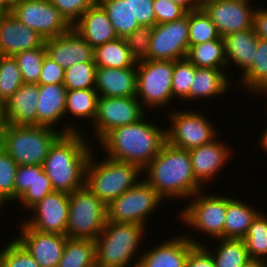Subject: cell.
Listing matches in <instances>:
<instances>
[{
	"label": "cell",
	"instance_id": "cell-20",
	"mask_svg": "<svg viewBox=\"0 0 267 267\" xmlns=\"http://www.w3.org/2000/svg\"><path fill=\"white\" fill-rule=\"evenodd\" d=\"M219 138L212 142L189 150L192 170L196 180L203 186L217 180L216 175L221 173L232 156V147ZM206 183V185H204Z\"/></svg>",
	"mask_w": 267,
	"mask_h": 267
},
{
	"label": "cell",
	"instance_id": "cell-49",
	"mask_svg": "<svg viewBox=\"0 0 267 267\" xmlns=\"http://www.w3.org/2000/svg\"><path fill=\"white\" fill-rule=\"evenodd\" d=\"M63 80L64 69L46 54L42 64L38 85L63 84Z\"/></svg>",
	"mask_w": 267,
	"mask_h": 267
},
{
	"label": "cell",
	"instance_id": "cell-13",
	"mask_svg": "<svg viewBox=\"0 0 267 267\" xmlns=\"http://www.w3.org/2000/svg\"><path fill=\"white\" fill-rule=\"evenodd\" d=\"M136 97H99L92 133L99 142L112 129L139 121L146 115ZM95 132V133H94Z\"/></svg>",
	"mask_w": 267,
	"mask_h": 267
},
{
	"label": "cell",
	"instance_id": "cell-44",
	"mask_svg": "<svg viewBox=\"0 0 267 267\" xmlns=\"http://www.w3.org/2000/svg\"><path fill=\"white\" fill-rule=\"evenodd\" d=\"M154 26L140 25L131 34L125 36L124 42L136 62L149 60L151 36Z\"/></svg>",
	"mask_w": 267,
	"mask_h": 267
},
{
	"label": "cell",
	"instance_id": "cell-58",
	"mask_svg": "<svg viewBox=\"0 0 267 267\" xmlns=\"http://www.w3.org/2000/svg\"><path fill=\"white\" fill-rule=\"evenodd\" d=\"M264 94H265V95H264ZM261 95H262V99H263L264 96L267 95V88L264 89V90H262V91L259 93V96H261ZM265 108H267V106H265ZM266 110H267V109H266Z\"/></svg>",
	"mask_w": 267,
	"mask_h": 267
},
{
	"label": "cell",
	"instance_id": "cell-3",
	"mask_svg": "<svg viewBox=\"0 0 267 267\" xmlns=\"http://www.w3.org/2000/svg\"><path fill=\"white\" fill-rule=\"evenodd\" d=\"M83 132L62 134L51 146L43 163L53 190L68 194L84 186L85 168L93 145Z\"/></svg>",
	"mask_w": 267,
	"mask_h": 267
},
{
	"label": "cell",
	"instance_id": "cell-15",
	"mask_svg": "<svg viewBox=\"0 0 267 267\" xmlns=\"http://www.w3.org/2000/svg\"><path fill=\"white\" fill-rule=\"evenodd\" d=\"M188 12L181 19L154 26L149 60L176 61L186 58L189 49Z\"/></svg>",
	"mask_w": 267,
	"mask_h": 267
},
{
	"label": "cell",
	"instance_id": "cell-37",
	"mask_svg": "<svg viewBox=\"0 0 267 267\" xmlns=\"http://www.w3.org/2000/svg\"><path fill=\"white\" fill-rule=\"evenodd\" d=\"M188 25L189 46L221 37L215 24L202 8L188 12Z\"/></svg>",
	"mask_w": 267,
	"mask_h": 267
},
{
	"label": "cell",
	"instance_id": "cell-57",
	"mask_svg": "<svg viewBox=\"0 0 267 267\" xmlns=\"http://www.w3.org/2000/svg\"><path fill=\"white\" fill-rule=\"evenodd\" d=\"M242 267H265V264L262 261L251 259Z\"/></svg>",
	"mask_w": 267,
	"mask_h": 267
},
{
	"label": "cell",
	"instance_id": "cell-48",
	"mask_svg": "<svg viewBox=\"0 0 267 267\" xmlns=\"http://www.w3.org/2000/svg\"><path fill=\"white\" fill-rule=\"evenodd\" d=\"M154 0H130L131 14L139 25H156Z\"/></svg>",
	"mask_w": 267,
	"mask_h": 267
},
{
	"label": "cell",
	"instance_id": "cell-45",
	"mask_svg": "<svg viewBox=\"0 0 267 267\" xmlns=\"http://www.w3.org/2000/svg\"><path fill=\"white\" fill-rule=\"evenodd\" d=\"M0 262L4 267H40L15 238L9 240L4 246H1Z\"/></svg>",
	"mask_w": 267,
	"mask_h": 267
},
{
	"label": "cell",
	"instance_id": "cell-27",
	"mask_svg": "<svg viewBox=\"0 0 267 267\" xmlns=\"http://www.w3.org/2000/svg\"><path fill=\"white\" fill-rule=\"evenodd\" d=\"M232 79L228 73L220 69L201 68L195 66L194 80L189 90V102L196 99L218 98L230 91ZM203 99V100H202Z\"/></svg>",
	"mask_w": 267,
	"mask_h": 267
},
{
	"label": "cell",
	"instance_id": "cell-42",
	"mask_svg": "<svg viewBox=\"0 0 267 267\" xmlns=\"http://www.w3.org/2000/svg\"><path fill=\"white\" fill-rule=\"evenodd\" d=\"M195 66L183 58L174 61L172 78V100L177 97L180 101H189V90L194 80Z\"/></svg>",
	"mask_w": 267,
	"mask_h": 267
},
{
	"label": "cell",
	"instance_id": "cell-19",
	"mask_svg": "<svg viewBox=\"0 0 267 267\" xmlns=\"http://www.w3.org/2000/svg\"><path fill=\"white\" fill-rule=\"evenodd\" d=\"M67 89L63 84L39 85V100L37 104V125L47 126L61 131L63 134L83 132L73 121L63 126L57 124L65 119V102ZM74 123V124H73ZM72 124V125H71ZM76 125V127L74 126ZM57 127H62L57 128ZM78 127V128H77Z\"/></svg>",
	"mask_w": 267,
	"mask_h": 267
},
{
	"label": "cell",
	"instance_id": "cell-11",
	"mask_svg": "<svg viewBox=\"0 0 267 267\" xmlns=\"http://www.w3.org/2000/svg\"><path fill=\"white\" fill-rule=\"evenodd\" d=\"M164 201L142 178L131 189L112 200L107 206V221L133 223L147 227L148 219Z\"/></svg>",
	"mask_w": 267,
	"mask_h": 267
},
{
	"label": "cell",
	"instance_id": "cell-28",
	"mask_svg": "<svg viewBox=\"0 0 267 267\" xmlns=\"http://www.w3.org/2000/svg\"><path fill=\"white\" fill-rule=\"evenodd\" d=\"M261 211L238 197L228 195L223 238L243 240L248 228Z\"/></svg>",
	"mask_w": 267,
	"mask_h": 267
},
{
	"label": "cell",
	"instance_id": "cell-7",
	"mask_svg": "<svg viewBox=\"0 0 267 267\" xmlns=\"http://www.w3.org/2000/svg\"><path fill=\"white\" fill-rule=\"evenodd\" d=\"M204 191V192H203ZM201 190L195 193L186 202L178 214L179 221L193 229L194 232L203 233L213 242L223 238L225 215L227 212V195L212 194ZM206 193V194H205ZM217 194V195H216ZM191 200V201H190Z\"/></svg>",
	"mask_w": 267,
	"mask_h": 267
},
{
	"label": "cell",
	"instance_id": "cell-38",
	"mask_svg": "<svg viewBox=\"0 0 267 267\" xmlns=\"http://www.w3.org/2000/svg\"><path fill=\"white\" fill-rule=\"evenodd\" d=\"M47 54L45 44L40 48L15 54L24 84H38L44 57Z\"/></svg>",
	"mask_w": 267,
	"mask_h": 267
},
{
	"label": "cell",
	"instance_id": "cell-26",
	"mask_svg": "<svg viewBox=\"0 0 267 267\" xmlns=\"http://www.w3.org/2000/svg\"><path fill=\"white\" fill-rule=\"evenodd\" d=\"M223 40L227 70L233 63L243 74L254 62L258 43L254 29L231 33L223 37Z\"/></svg>",
	"mask_w": 267,
	"mask_h": 267
},
{
	"label": "cell",
	"instance_id": "cell-46",
	"mask_svg": "<svg viewBox=\"0 0 267 267\" xmlns=\"http://www.w3.org/2000/svg\"><path fill=\"white\" fill-rule=\"evenodd\" d=\"M73 25L81 15L91 6L97 3L98 0H49Z\"/></svg>",
	"mask_w": 267,
	"mask_h": 267
},
{
	"label": "cell",
	"instance_id": "cell-17",
	"mask_svg": "<svg viewBox=\"0 0 267 267\" xmlns=\"http://www.w3.org/2000/svg\"><path fill=\"white\" fill-rule=\"evenodd\" d=\"M21 226L14 238L27 250L40 267H58L67 236L57 233H42L27 226L21 219Z\"/></svg>",
	"mask_w": 267,
	"mask_h": 267
},
{
	"label": "cell",
	"instance_id": "cell-25",
	"mask_svg": "<svg viewBox=\"0 0 267 267\" xmlns=\"http://www.w3.org/2000/svg\"><path fill=\"white\" fill-rule=\"evenodd\" d=\"M38 84H22L6 102V115L10 125H37Z\"/></svg>",
	"mask_w": 267,
	"mask_h": 267
},
{
	"label": "cell",
	"instance_id": "cell-43",
	"mask_svg": "<svg viewBox=\"0 0 267 267\" xmlns=\"http://www.w3.org/2000/svg\"><path fill=\"white\" fill-rule=\"evenodd\" d=\"M18 164L0 146V202L14 203V186Z\"/></svg>",
	"mask_w": 267,
	"mask_h": 267
},
{
	"label": "cell",
	"instance_id": "cell-31",
	"mask_svg": "<svg viewBox=\"0 0 267 267\" xmlns=\"http://www.w3.org/2000/svg\"><path fill=\"white\" fill-rule=\"evenodd\" d=\"M238 85L249 92L258 95L267 88V40L258 38L253 64L240 75Z\"/></svg>",
	"mask_w": 267,
	"mask_h": 267
},
{
	"label": "cell",
	"instance_id": "cell-51",
	"mask_svg": "<svg viewBox=\"0 0 267 267\" xmlns=\"http://www.w3.org/2000/svg\"><path fill=\"white\" fill-rule=\"evenodd\" d=\"M34 180V165L18 166L15 186H14V204L17 199L33 184Z\"/></svg>",
	"mask_w": 267,
	"mask_h": 267
},
{
	"label": "cell",
	"instance_id": "cell-9",
	"mask_svg": "<svg viewBox=\"0 0 267 267\" xmlns=\"http://www.w3.org/2000/svg\"><path fill=\"white\" fill-rule=\"evenodd\" d=\"M174 61L137 62L136 98L144 109L159 110L171 106Z\"/></svg>",
	"mask_w": 267,
	"mask_h": 267
},
{
	"label": "cell",
	"instance_id": "cell-1",
	"mask_svg": "<svg viewBox=\"0 0 267 267\" xmlns=\"http://www.w3.org/2000/svg\"><path fill=\"white\" fill-rule=\"evenodd\" d=\"M148 116L139 121L109 131L99 142L106 157L137 165L143 170L166 143V129L148 122Z\"/></svg>",
	"mask_w": 267,
	"mask_h": 267
},
{
	"label": "cell",
	"instance_id": "cell-52",
	"mask_svg": "<svg viewBox=\"0 0 267 267\" xmlns=\"http://www.w3.org/2000/svg\"><path fill=\"white\" fill-rule=\"evenodd\" d=\"M253 29L258 38L267 40V7L256 8Z\"/></svg>",
	"mask_w": 267,
	"mask_h": 267
},
{
	"label": "cell",
	"instance_id": "cell-16",
	"mask_svg": "<svg viewBox=\"0 0 267 267\" xmlns=\"http://www.w3.org/2000/svg\"><path fill=\"white\" fill-rule=\"evenodd\" d=\"M22 221L30 228L42 233L66 234L69 214V194L53 191L38 201ZM29 218V219H28Z\"/></svg>",
	"mask_w": 267,
	"mask_h": 267
},
{
	"label": "cell",
	"instance_id": "cell-22",
	"mask_svg": "<svg viewBox=\"0 0 267 267\" xmlns=\"http://www.w3.org/2000/svg\"><path fill=\"white\" fill-rule=\"evenodd\" d=\"M44 44V38L21 23L11 12L3 15L0 21V55L14 56L26 50L40 48Z\"/></svg>",
	"mask_w": 267,
	"mask_h": 267
},
{
	"label": "cell",
	"instance_id": "cell-4",
	"mask_svg": "<svg viewBox=\"0 0 267 267\" xmlns=\"http://www.w3.org/2000/svg\"><path fill=\"white\" fill-rule=\"evenodd\" d=\"M145 228L148 227L106 221L103 230L95 240L96 267H138L142 254L139 250L143 240L146 239L144 238L147 230Z\"/></svg>",
	"mask_w": 267,
	"mask_h": 267
},
{
	"label": "cell",
	"instance_id": "cell-55",
	"mask_svg": "<svg viewBox=\"0 0 267 267\" xmlns=\"http://www.w3.org/2000/svg\"><path fill=\"white\" fill-rule=\"evenodd\" d=\"M264 132H261V135H260V139L258 140L259 142V146L261 147L262 153H267V126L266 128L264 127V130H262Z\"/></svg>",
	"mask_w": 267,
	"mask_h": 267
},
{
	"label": "cell",
	"instance_id": "cell-60",
	"mask_svg": "<svg viewBox=\"0 0 267 267\" xmlns=\"http://www.w3.org/2000/svg\"><path fill=\"white\" fill-rule=\"evenodd\" d=\"M5 207L1 202H0V211L2 210L1 208Z\"/></svg>",
	"mask_w": 267,
	"mask_h": 267
},
{
	"label": "cell",
	"instance_id": "cell-21",
	"mask_svg": "<svg viewBox=\"0 0 267 267\" xmlns=\"http://www.w3.org/2000/svg\"><path fill=\"white\" fill-rule=\"evenodd\" d=\"M45 47L47 55L63 69L76 63L94 62V49L73 28L45 40Z\"/></svg>",
	"mask_w": 267,
	"mask_h": 267
},
{
	"label": "cell",
	"instance_id": "cell-5",
	"mask_svg": "<svg viewBox=\"0 0 267 267\" xmlns=\"http://www.w3.org/2000/svg\"><path fill=\"white\" fill-rule=\"evenodd\" d=\"M94 150L86 164L84 185L107 206L131 189L143 174L137 165L131 163L115 161L104 155L99 160Z\"/></svg>",
	"mask_w": 267,
	"mask_h": 267
},
{
	"label": "cell",
	"instance_id": "cell-36",
	"mask_svg": "<svg viewBox=\"0 0 267 267\" xmlns=\"http://www.w3.org/2000/svg\"><path fill=\"white\" fill-rule=\"evenodd\" d=\"M250 259L267 264V214L256 216L243 238Z\"/></svg>",
	"mask_w": 267,
	"mask_h": 267
},
{
	"label": "cell",
	"instance_id": "cell-8",
	"mask_svg": "<svg viewBox=\"0 0 267 267\" xmlns=\"http://www.w3.org/2000/svg\"><path fill=\"white\" fill-rule=\"evenodd\" d=\"M106 221V205L85 185L69 194L68 238L96 240Z\"/></svg>",
	"mask_w": 267,
	"mask_h": 267
},
{
	"label": "cell",
	"instance_id": "cell-34",
	"mask_svg": "<svg viewBox=\"0 0 267 267\" xmlns=\"http://www.w3.org/2000/svg\"><path fill=\"white\" fill-rule=\"evenodd\" d=\"M58 267H96L95 240L67 238Z\"/></svg>",
	"mask_w": 267,
	"mask_h": 267
},
{
	"label": "cell",
	"instance_id": "cell-50",
	"mask_svg": "<svg viewBox=\"0 0 267 267\" xmlns=\"http://www.w3.org/2000/svg\"><path fill=\"white\" fill-rule=\"evenodd\" d=\"M203 245H194L186 259V267H215L211 252Z\"/></svg>",
	"mask_w": 267,
	"mask_h": 267
},
{
	"label": "cell",
	"instance_id": "cell-41",
	"mask_svg": "<svg viewBox=\"0 0 267 267\" xmlns=\"http://www.w3.org/2000/svg\"><path fill=\"white\" fill-rule=\"evenodd\" d=\"M24 84L13 56L0 55V99L5 103Z\"/></svg>",
	"mask_w": 267,
	"mask_h": 267
},
{
	"label": "cell",
	"instance_id": "cell-59",
	"mask_svg": "<svg viewBox=\"0 0 267 267\" xmlns=\"http://www.w3.org/2000/svg\"><path fill=\"white\" fill-rule=\"evenodd\" d=\"M5 13H6V12H4L3 10L0 9V21H1L3 15H4Z\"/></svg>",
	"mask_w": 267,
	"mask_h": 267
},
{
	"label": "cell",
	"instance_id": "cell-23",
	"mask_svg": "<svg viewBox=\"0 0 267 267\" xmlns=\"http://www.w3.org/2000/svg\"><path fill=\"white\" fill-rule=\"evenodd\" d=\"M72 28L93 49L118 38L106 11L98 2L87 9Z\"/></svg>",
	"mask_w": 267,
	"mask_h": 267
},
{
	"label": "cell",
	"instance_id": "cell-18",
	"mask_svg": "<svg viewBox=\"0 0 267 267\" xmlns=\"http://www.w3.org/2000/svg\"><path fill=\"white\" fill-rule=\"evenodd\" d=\"M177 235L144 249L138 267H186L189 250L194 245H203L204 241L186 232Z\"/></svg>",
	"mask_w": 267,
	"mask_h": 267
},
{
	"label": "cell",
	"instance_id": "cell-14",
	"mask_svg": "<svg viewBox=\"0 0 267 267\" xmlns=\"http://www.w3.org/2000/svg\"><path fill=\"white\" fill-rule=\"evenodd\" d=\"M251 0H205L201 8L223 38L231 33L253 28L256 6Z\"/></svg>",
	"mask_w": 267,
	"mask_h": 267
},
{
	"label": "cell",
	"instance_id": "cell-30",
	"mask_svg": "<svg viewBox=\"0 0 267 267\" xmlns=\"http://www.w3.org/2000/svg\"><path fill=\"white\" fill-rule=\"evenodd\" d=\"M186 58L196 67L227 70L222 37L189 46Z\"/></svg>",
	"mask_w": 267,
	"mask_h": 267
},
{
	"label": "cell",
	"instance_id": "cell-29",
	"mask_svg": "<svg viewBox=\"0 0 267 267\" xmlns=\"http://www.w3.org/2000/svg\"><path fill=\"white\" fill-rule=\"evenodd\" d=\"M96 67L115 69L136 68L137 62L127 49L123 38H116L94 48Z\"/></svg>",
	"mask_w": 267,
	"mask_h": 267
},
{
	"label": "cell",
	"instance_id": "cell-39",
	"mask_svg": "<svg viewBox=\"0 0 267 267\" xmlns=\"http://www.w3.org/2000/svg\"><path fill=\"white\" fill-rule=\"evenodd\" d=\"M53 186L42 165H34L33 184L17 199L15 205L21 206L22 210H28L49 193L53 192Z\"/></svg>",
	"mask_w": 267,
	"mask_h": 267
},
{
	"label": "cell",
	"instance_id": "cell-24",
	"mask_svg": "<svg viewBox=\"0 0 267 267\" xmlns=\"http://www.w3.org/2000/svg\"><path fill=\"white\" fill-rule=\"evenodd\" d=\"M95 90L99 97H136V68L97 67Z\"/></svg>",
	"mask_w": 267,
	"mask_h": 267
},
{
	"label": "cell",
	"instance_id": "cell-40",
	"mask_svg": "<svg viewBox=\"0 0 267 267\" xmlns=\"http://www.w3.org/2000/svg\"><path fill=\"white\" fill-rule=\"evenodd\" d=\"M96 64L76 63L64 69L63 85L68 90L95 89Z\"/></svg>",
	"mask_w": 267,
	"mask_h": 267
},
{
	"label": "cell",
	"instance_id": "cell-10",
	"mask_svg": "<svg viewBox=\"0 0 267 267\" xmlns=\"http://www.w3.org/2000/svg\"><path fill=\"white\" fill-rule=\"evenodd\" d=\"M171 111L168 116L170 126L167 125L165 128L168 144L191 150L208 144L220 136L214 122L201 111L177 108Z\"/></svg>",
	"mask_w": 267,
	"mask_h": 267
},
{
	"label": "cell",
	"instance_id": "cell-47",
	"mask_svg": "<svg viewBox=\"0 0 267 267\" xmlns=\"http://www.w3.org/2000/svg\"><path fill=\"white\" fill-rule=\"evenodd\" d=\"M153 10L155 13L156 24L172 22L181 19L187 11L180 5L171 0H154Z\"/></svg>",
	"mask_w": 267,
	"mask_h": 267
},
{
	"label": "cell",
	"instance_id": "cell-35",
	"mask_svg": "<svg viewBox=\"0 0 267 267\" xmlns=\"http://www.w3.org/2000/svg\"><path fill=\"white\" fill-rule=\"evenodd\" d=\"M97 2L106 11L119 38H124L140 26L131 14L130 0H98Z\"/></svg>",
	"mask_w": 267,
	"mask_h": 267
},
{
	"label": "cell",
	"instance_id": "cell-12",
	"mask_svg": "<svg viewBox=\"0 0 267 267\" xmlns=\"http://www.w3.org/2000/svg\"><path fill=\"white\" fill-rule=\"evenodd\" d=\"M10 12L45 40L63 35L72 28L49 0H18Z\"/></svg>",
	"mask_w": 267,
	"mask_h": 267
},
{
	"label": "cell",
	"instance_id": "cell-32",
	"mask_svg": "<svg viewBox=\"0 0 267 267\" xmlns=\"http://www.w3.org/2000/svg\"><path fill=\"white\" fill-rule=\"evenodd\" d=\"M217 246L206 248L211 252L215 267H242L251 259L249 258L245 242L241 239H216Z\"/></svg>",
	"mask_w": 267,
	"mask_h": 267
},
{
	"label": "cell",
	"instance_id": "cell-33",
	"mask_svg": "<svg viewBox=\"0 0 267 267\" xmlns=\"http://www.w3.org/2000/svg\"><path fill=\"white\" fill-rule=\"evenodd\" d=\"M99 95L95 89L68 90L66 92L65 115L73 118L86 119L92 124L97 111Z\"/></svg>",
	"mask_w": 267,
	"mask_h": 267
},
{
	"label": "cell",
	"instance_id": "cell-2",
	"mask_svg": "<svg viewBox=\"0 0 267 267\" xmlns=\"http://www.w3.org/2000/svg\"><path fill=\"white\" fill-rule=\"evenodd\" d=\"M143 178L164 200L186 201L203 187L195 178L190 152L167 142L160 152L142 170ZM186 199V200H185Z\"/></svg>",
	"mask_w": 267,
	"mask_h": 267
},
{
	"label": "cell",
	"instance_id": "cell-53",
	"mask_svg": "<svg viewBox=\"0 0 267 267\" xmlns=\"http://www.w3.org/2000/svg\"><path fill=\"white\" fill-rule=\"evenodd\" d=\"M171 1L183 7L187 12L201 8V3L198 0H171Z\"/></svg>",
	"mask_w": 267,
	"mask_h": 267
},
{
	"label": "cell",
	"instance_id": "cell-6",
	"mask_svg": "<svg viewBox=\"0 0 267 267\" xmlns=\"http://www.w3.org/2000/svg\"><path fill=\"white\" fill-rule=\"evenodd\" d=\"M63 133L39 125H10L0 138V146L20 165H43L54 142Z\"/></svg>",
	"mask_w": 267,
	"mask_h": 267
},
{
	"label": "cell",
	"instance_id": "cell-56",
	"mask_svg": "<svg viewBox=\"0 0 267 267\" xmlns=\"http://www.w3.org/2000/svg\"><path fill=\"white\" fill-rule=\"evenodd\" d=\"M13 4L12 0H0V9L4 12H10Z\"/></svg>",
	"mask_w": 267,
	"mask_h": 267
},
{
	"label": "cell",
	"instance_id": "cell-54",
	"mask_svg": "<svg viewBox=\"0 0 267 267\" xmlns=\"http://www.w3.org/2000/svg\"><path fill=\"white\" fill-rule=\"evenodd\" d=\"M9 126L6 115V103L0 99V138Z\"/></svg>",
	"mask_w": 267,
	"mask_h": 267
}]
</instances>
